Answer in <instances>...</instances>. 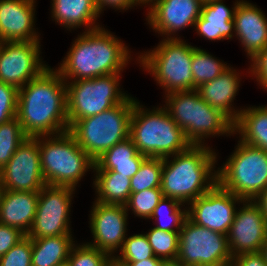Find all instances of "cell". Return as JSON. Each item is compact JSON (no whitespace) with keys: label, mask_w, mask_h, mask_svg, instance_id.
<instances>
[{"label":"cell","mask_w":267,"mask_h":266,"mask_svg":"<svg viewBox=\"0 0 267 266\" xmlns=\"http://www.w3.org/2000/svg\"><path fill=\"white\" fill-rule=\"evenodd\" d=\"M137 4V0H95L96 9L99 15L101 14L105 6H112V8H117V10L121 9L122 11H126L130 7L132 8Z\"/></svg>","instance_id":"b9f144b4"},{"label":"cell","mask_w":267,"mask_h":266,"mask_svg":"<svg viewBox=\"0 0 267 266\" xmlns=\"http://www.w3.org/2000/svg\"><path fill=\"white\" fill-rule=\"evenodd\" d=\"M161 187L131 193L126 209H132L135 216L150 219L154 209L163 198Z\"/></svg>","instance_id":"836d02e7"},{"label":"cell","mask_w":267,"mask_h":266,"mask_svg":"<svg viewBox=\"0 0 267 266\" xmlns=\"http://www.w3.org/2000/svg\"><path fill=\"white\" fill-rule=\"evenodd\" d=\"M106 266H131L130 263L123 261L117 256L109 255Z\"/></svg>","instance_id":"f6af8a7d"},{"label":"cell","mask_w":267,"mask_h":266,"mask_svg":"<svg viewBox=\"0 0 267 266\" xmlns=\"http://www.w3.org/2000/svg\"><path fill=\"white\" fill-rule=\"evenodd\" d=\"M216 156V152L207 145L191 144L185 151L163 158V196L189 205L204 195L217 183V171L214 170ZM170 157L174 159L169 162Z\"/></svg>","instance_id":"3957f363"},{"label":"cell","mask_w":267,"mask_h":266,"mask_svg":"<svg viewBox=\"0 0 267 266\" xmlns=\"http://www.w3.org/2000/svg\"><path fill=\"white\" fill-rule=\"evenodd\" d=\"M236 202L242 203L243 199L216 183L204 195L189 203L187 217L197 225L227 235L234 221Z\"/></svg>","instance_id":"9a60e30c"},{"label":"cell","mask_w":267,"mask_h":266,"mask_svg":"<svg viewBox=\"0 0 267 266\" xmlns=\"http://www.w3.org/2000/svg\"><path fill=\"white\" fill-rule=\"evenodd\" d=\"M236 210L234 221L227 234L230 254L233 257L260 251L267 235V221L254 200H243Z\"/></svg>","instance_id":"2e32d148"},{"label":"cell","mask_w":267,"mask_h":266,"mask_svg":"<svg viewBox=\"0 0 267 266\" xmlns=\"http://www.w3.org/2000/svg\"><path fill=\"white\" fill-rule=\"evenodd\" d=\"M75 189L70 186L45 185L39 191L36 215L27 236L36 239L72 235L69 213Z\"/></svg>","instance_id":"7c38bea8"},{"label":"cell","mask_w":267,"mask_h":266,"mask_svg":"<svg viewBox=\"0 0 267 266\" xmlns=\"http://www.w3.org/2000/svg\"><path fill=\"white\" fill-rule=\"evenodd\" d=\"M108 257V253L86 243L72 247L66 264L68 266H106Z\"/></svg>","instance_id":"d590c367"},{"label":"cell","mask_w":267,"mask_h":266,"mask_svg":"<svg viewBox=\"0 0 267 266\" xmlns=\"http://www.w3.org/2000/svg\"><path fill=\"white\" fill-rule=\"evenodd\" d=\"M119 75L121 73L66 82L69 128L77 120L106 111L128 97L119 88Z\"/></svg>","instance_id":"30bf717a"},{"label":"cell","mask_w":267,"mask_h":266,"mask_svg":"<svg viewBox=\"0 0 267 266\" xmlns=\"http://www.w3.org/2000/svg\"><path fill=\"white\" fill-rule=\"evenodd\" d=\"M27 137L17 117L0 124V170Z\"/></svg>","instance_id":"4dcf8cb0"},{"label":"cell","mask_w":267,"mask_h":266,"mask_svg":"<svg viewBox=\"0 0 267 266\" xmlns=\"http://www.w3.org/2000/svg\"><path fill=\"white\" fill-rule=\"evenodd\" d=\"M38 198L39 192L0 190V223L27 235L34 222Z\"/></svg>","instance_id":"44dd1931"},{"label":"cell","mask_w":267,"mask_h":266,"mask_svg":"<svg viewBox=\"0 0 267 266\" xmlns=\"http://www.w3.org/2000/svg\"><path fill=\"white\" fill-rule=\"evenodd\" d=\"M231 264L233 266H267L259 251L237 255L232 258Z\"/></svg>","instance_id":"60d3db41"},{"label":"cell","mask_w":267,"mask_h":266,"mask_svg":"<svg viewBox=\"0 0 267 266\" xmlns=\"http://www.w3.org/2000/svg\"><path fill=\"white\" fill-rule=\"evenodd\" d=\"M135 99L127 97L122 103L97 115L77 120L69 132L78 145L94 161L115 144L127 139Z\"/></svg>","instance_id":"52a82bcc"},{"label":"cell","mask_w":267,"mask_h":266,"mask_svg":"<svg viewBox=\"0 0 267 266\" xmlns=\"http://www.w3.org/2000/svg\"><path fill=\"white\" fill-rule=\"evenodd\" d=\"M45 185L40 162L39 136L27 137L0 170V190L39 192Z\"/></svg>","instance_id":"4fadbf2b"},{"label":"cell","mask_w":267,"mask_h":266,"mask_svg":"<svg viewBox=\"0 0 267 266\" xmlns=\"http://www.w3.org/2000/svg\"><path fill=\"white\" fill-rule=\"evenodd\" d=\"M34 0H0V41L40 42L34 31Z\"/></svg>","instance_id":"d6986e66"},{"label":"cell","mask_w":267,"mask_h":266,"mask_svg":"<svg viewBox=\"0 0 267 266\" xmlns=\"http://www.w3.org/2000/svg\"><path fill=\"white\" fill-rule=\"evenodd\" d=\"M238 0L235 2L233 10H230L223 0H208L202 3L200 17L195 22V30L198 35L208 40L231 39L235 32L234 12Z\"/></svg>","instance_id":"7402d4cb"},{"label":"cell","mask_w":267,"mask_h":266,"mask_svg":"<svg viewBox=\"0 0 267 266\" xmlns=\"http://www.w3.org/2000/svg\"><path fill=\"white\" fill-rule=\"evenodd\" d=\"M239 74L228 67L214 80L201 84L196 90L211 107L217 108L235 122L242 110L232 108L239 89Z\"/></svg>","instance_id":"603a6c76"},{"label":"cell","mask_w":267,"mask_h":266,"mask_svg":"<svg viewBox=\"0 0 267 266\" xmlns=\"http://www.w3.org/2000/svg\"><path fill=\"white\" fill-rule=\"evenodd\" d=\"M129 52L121 40L101 27L78 35L56 70L66 82L121 73L131 59Z\"/></svg>","instance_id":"7a4b0ae2"},{"label":"cell","mask_w":267,"mask_h":266,"mask_svg":"<svg viewBox=\"0 0 267 266\" xmlns=\"http://www.w3.org/2000/svg\"><path fill=\"white\" fill-rule=\"evenodd\" d=\"M52 18L65 28H80L86 26L85 31L101 28L96 19L97 12L95 0H52ZM90 26V27H89Z\"/></svg>","instance_id":"cb8c5ba5"},{"label":"cell","mask_w":267,"mask_h":266,"mask_svg":"<svg viewBox=\"0 0 267 266\" xmlns=\"http://www.w3.org/2000/svg\"><path fill=\"white\" fill-rule=\"evenodd\" d=\"M254 202L260 207L267 221V188L254 199Z\"/></svg>","instance_id":"ee69618b"},{"label":"cell","mask_w":267,"mask_h":266,"mask_svg":"<svg viewBox=\"0 0 267 266\" xmlns=\"http://www.w3.org/2000/svg\"><path fill=\"white\" fill-rule=\"evenodd\" d=\"M259 252L262 254L264 261L267 263V235L265 237L263 244L261 245Z\"/></svg>","instance_id":"bcb514c9"},{"label":"cell","mask_w":267,"mask_h":266,"mask_svg":"<svg viewBox=\"0 0 267 266\" xmlns=\"http://www.w3.org/2000/svg\"><path fill=\"white\" fill-rule=\"evenodd\" d=\"M231 262L227 235L197 225L186 217L179 231L175 263L180 266H224Z\"/></svg>","instance_id":"8fae6325"},{"label":"cell","mask_w":267,"mask_h":266,"mask_svg":"<svg viewBox=\"0 0 267 266\" xmlns=\"http://www.w3.org/2000/svg\"><path fill=\"white\" fill-rule=\"evenodd\" d=\"M135 100L129 137L146 157L165 158L185 151L191 143L164 107L150 111Z\"/></svg>","instance_id":"277c9868"},{"label":"cell","mask_w":267,"mask_h":266,"mask_svg":"<svg viewBox=\"0 0 267 266\" xmlns=\"http://www.w3.org/2000/svg\"><path fill=\"white\" fill-rule=\"evenodd\" d=\"M229 66L212 57L208 52L195 47L192 53V76L193 90L197 89L201 84L214 80Z\"/></svg>","instance_id":"f1b7e54d"},{"label":"cell","mask_w":267,"mask_h":266,"mask_svg":"<svg viewBox=\"0 0 267 266\" xmlns=\"http://www.w3.org/2000/svg\"><path fill=\"white\" fill-rule=\"evenodd\" d=\"M39 153L46 185L75 188L85 172L94 169V160L69 131L39 136Z\"/></svg>","instance_id":"8992f818"},{"label":"cell","mask_w":267,"mask_h":266,"mask_svg":"<svg viewBox=\"0 0 267 266\" xmlns=\"http://www.w3.org/2000/svg\"><path fill=\"white\" fill-rule=\"evenodd\" d=\"M96 171L93 182L96 188V201L103 204L126 205L131 194V180L113 170Z\"/></svg>","instance_id":"83f0119b"},{"label":"cell","mask_w":267,"mask_h":266,"mask_svg":"<svg viewBox=\"0 0 267 266\" xmlns=\"http://www.w3.org/2000/svg\"><path fill=\"white\" fill-rule=\"evenodd\" d=\"M251 61L250 72L252 76L256 77L257 82L260 83L263 89H267V47L257 53ZM252 68V69H251Z\"/></svg>","instance_id":"ab89813d"},{"label":"cell","mask_w":267,"mask_h":266,"mask_svg":"<svg viewBox=\"0 0 267 266\" xmlns=\"http://www.w3.org/2000/svg\"><path fill=\"white\" fill-rule=\"evenodd\" d=\"M120 251L118 257L126 262H138L155 256L145 234L126 237Z\"/></svg>","instance_id":"e575fe53"},{"label":"cell","mask_w":267,"mask_h":266,"mask_svg":"<svg viewBox=\"0 0 267 266\" xmlns=\"http://www.w3.org/2000/svg\"><path fill=\"white\" fill-rule=\"evenodd\" d=\"M233 20L235 36L242 42L251 60L267 47V18L256 5L239 0Z\"/></svg>","instance_id":"ffe728a7"},{"label":"cell","mask_w":267,"mask_h":266,"mask_svg":"<svg viewBox=\"0 0 267 266\" xmlns=\"http://www.w3.org/2000/svg\"><path fill=\"white\" fill-rule=\"evenodd\" d=\"M195 47L182 39H163L154 50L142 53L138 60L152 73L165 94L193 90L192 53Z\"/></svg>","instance_id":"9c48e42d"},{"label":"cell","mask_w":267,"mask_h":266,"mask_svg":"<svg viewBox=\"0 0 267 266\" xmlns=\"http://www.w3.org/2000/svg\"><path fill=\"white\" fill-rule=\"evenodd\" d=\"M163 158L146 157L138 172L130 179L131 193L161 187Z\"/></svg>","instance_id":"f546056e"},{"label":"cell","mask_w":267,"mask_h":266,"mask_svg":"<svg viewBox=\"0 0 267 266\" xmlns=\"http://www.w3.org/2000/svg\"><path fill=\"white\" fill-rule=\"evenodd\" d=\"M217 170V183L243 200H254L267 188V151L238 141Z\"/></svg>","instance_id":"ba28073f"},{"label":"cell","mask_w":267,"mask_h":266,"mask_svg":"<svg viewBox=\"0 0 267 266\" xmlns=\"http://www.w3.org/2000/svg\"><path fill=\"white\" fill-rule=\"evenodd\" d=\"M145 158L146 156L137 151L132 139L128 137L95 160L94 170H113L131 179Z\"/></svg>","instance_id":"d4e9b609"},{"label":"cell","mask_w":267,"mask_h":266,"mask_svg":"<svg viewBox=\"0 0 267 266\" xmlns=\"http://www.w3.org/2000/svg\"><path fill=\"white\" fill-rule=\"evenodd\" d=\"M167 266H180V265H178L176 263H169Z\"/></svg>","instance_id":"c3c4849f"},{"label":"cell","mask_w":267,"mask_h":266,"mask_svg":"<svg viewBox=\"0 0 267 266\" xmlns=\"http://www.w3.org/2000/svg\"><path fill=\"white\" fill-rule=\"evenodd\" d=\"M202 3V0H157L149 6L146 20L155 32L167 35L166 39H177L173 37L175 32L195 25Z\"/></svg>","instance_id":"ac0fdd59"},{"label":"cell","mask_w":267,"mask_h":266,"mask_svg":"<svg viewBox=\"0 0 267 266\" xmlns=\"http://www.w3.org/2000/svg\"><path fill=\"white\" fill-rule=\"evenodd\" d=\"M181 205L183 204L175 199L163 197L154 209L152 216L150 217V219L159 222V225H156L155 228L162 231L179 232L184 220L187 217V210L185 208L181 210ZM165 215H167L166 217L170 220V223L168 222V224L167 221L166 223H162L163 221L161 222V220H159Z\"/></svg>","instance_id":"1f68e13d"},{"label":"cell","mask_w":267,"mask_h":266,"mask_svg":"<svg viewBox=\"0 0 267 266\" xmlns=\"http://www.w3.org/2000/svg\"><path fill=\"white\" fill-rule=\"evenodd\" d=\"M131 266H167L169 263L161 258L153 257L138 262H128Z\"/></svg>","instance_id":"7bdbcfd3"},{"label":"cell","mask_w":267,"mask_h":266,"mask_svg":"<svg viewBox=\"0 0 267 266\" xmlns=\"http://www.w3.org/2000/svg\"><path fill=\"white\" fill-rule=\"evenodd\" d=\"M165 97V109L191 144L204 145V138L210 135L234 134V122L204 101L196 89L171 92Z\"/></svg>","instance_id":"5b68a950"},{"label":"cell","mask_w":267,"mask_h":266,"mask_svg":"<svg viewBox=\"0 0 267 266\" xmlns=\"http://www.w3.org/2000/svg\"><path fill=\"white\" fill-rule=\"evenodd\" d=\"M39 44L34 41H2L0 81L19 89L48 68L41 60Z\"/></svg>","instance_id":"5bb4252c"},{"label":"cell","mask_w":267,"mask_h":266,"mask_svg":"<svg viewBox=\"0 0 267 266\" xmlns=\"http://www.w3.org/2000/svg\"><path fill=\"white\" fill-rule=\"evenodd\" d=\"M25 236L19 229L0 223V257L7 253Z\"/></svg>","instance_id":"f35d334b"},{"label":"cell","mask_w":267,"mask_h":266,"mask_svg":"<svg viewBox=\"0 0 267 266\" xmlns=\"http://www.w3.org/2000/svg\"><path fill=\"white\" fill-rule=\"evenodd\" d=\"M72 235L32 239V266H62L67 263L72 247Z\"/></svg>","instance_id":"4316f807"},{"label":"cell","mask_w":267,"mask_h":266,"mask_svg":"<svg viewBox=\"0 0 267 266\" xmlns=\"http://www.w3.org/2000/svg\"><path fill=\"white\" fill-rule=\"evenodd\" d=\"M157 0H137L138 4H143V5H146V3H155Z\"/></svg>","instance_id":"7dc6e473"},{"label":"cell","mask_w":267,"mask_h":266,"mask_svg":"<svg viewBox=\"0 0 267 266\" xmlns=\"http://www.w3.org/2000/svg\"><path fill=\"white\" fill-rule=\"evenodd\" d=\"M93 204L90 228L94 242L87 244L112 255L122 248L126 238L128 210L124 205Z\"/></svg>","instance_id":"e0dca14e"},{"label":"cell","mask_w":267,"mask_h":266,"mask_svg":"<svg viewBox=\"0 0 267 266\" xmlns=\"http://www.w3.org/2000/svg\"><path fill=\"white\" fill-rule=\"evenodd\" d=\"M19 89L0 81V124L16 117Z\"/></svg>","instance_id":"74e56055"},{"label":"cell","mask_w":267,"mask_h":266,"mask_svg":"<svg viewBox=\"0 0 267 266\" xmlns=\"http://www.w3.org/2000/svg\"><path fill=\"white\" fill-rule=\"evenodd\" d=\"M0 266H32V239L27 235L0 257Z\"/></svg>","instance_id":"8d00e7d4"},{"label":"cell","mask_w":267,"mask_h":266,"mask_svg":"<svg viewBox=\"0 0 267 266\" xmlns=\"http://www.w3.org/2000/svg\"><path fill=\"white\" fill-rule=\"evenodd\" d=\"M155 257L175 263L178 256L179 232L162 231L152 228L145 234Z\"/></svg>","instance_id":"d6a6232c"},{"label":"cell","mask_w":267,"mask_h":266,"mask_svg":"<svg viewBox=\"0 0 267 266\" xmlns=\"http://www.w3.org/2000/svg\"><path fill=\"white\" fill-rule=\"evenodd\" d=\"M241 110L234 122V134L238 132L243 143L267 151V107H247Z\"/></svg>","instance_id":"484cf974"},{"label":"cell","mask_w":267,"mask_h":266,"mask_svg":"<svg viewBox=\"0 0 267 266\" xmlns=\"http://www.w3.org/2000/svg\"><path fill=\"white\" fill-rule=\"evenodd\" d=\"M16 117L28 137L69 131L66 81L57 70L48 67L19 88Z\"/></svg>","instance_id":"6da1fadb"}]
</instances>
